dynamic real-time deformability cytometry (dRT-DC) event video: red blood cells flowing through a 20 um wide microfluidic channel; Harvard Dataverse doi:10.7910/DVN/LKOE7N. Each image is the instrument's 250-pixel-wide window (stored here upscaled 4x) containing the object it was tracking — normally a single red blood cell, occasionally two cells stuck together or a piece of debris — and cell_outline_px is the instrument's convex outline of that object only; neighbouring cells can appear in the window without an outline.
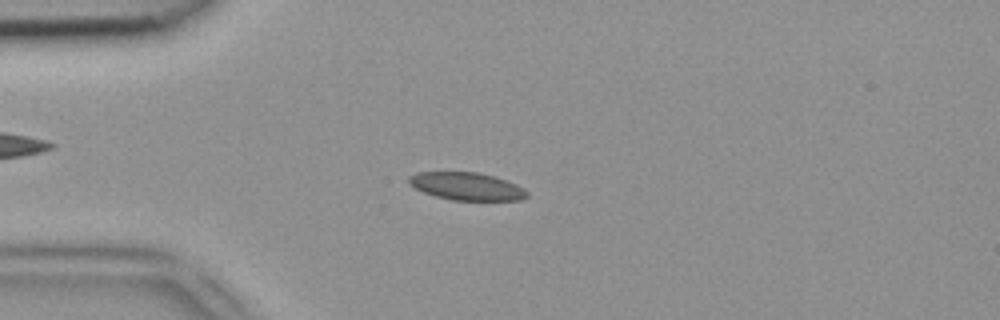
{"species": "common noctule bat (a hibernating species)", "species_latin": "Nyctalus noctula", "temperature_condition": "room temperature", "stored_images_in_passage": 49, "camera_frame_rate_fps": 3000, "um_per_image_px": 0.085, "animal": {"sex": "female", "body_mass_g": 18.4}, "frame": {"image": 1, "passage_image": 12, "time_ms": 3.667, "image_size_px": [1000, 320], "cell_outline_px": [[528, 196], [520, 200], [452, 200], [436, 196], [424, 192], [408, 184], [408, 176], [416, 172], [476, 172], [492, 176], [516, 184], [524, 188], [528, 192]], "centroid_in_image_um": [39.65, 15.83], "position_along_channel_um": 45.4, "area_um2": 18.96}}
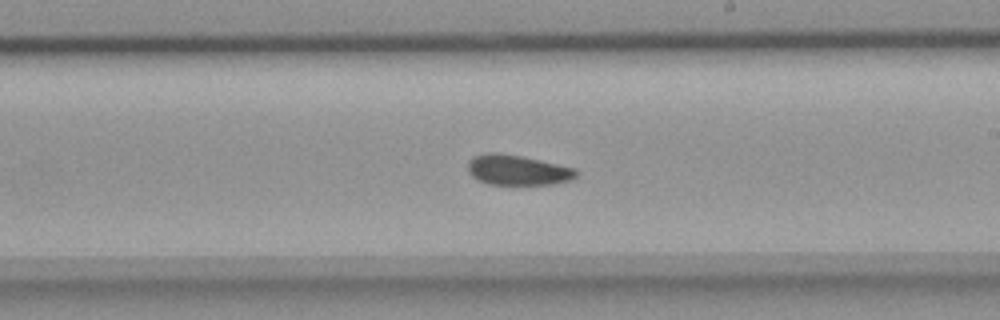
{"frame": {"image": 2, "passage_image": 28, "time_ms": 9.0, "image_size_px": [1000, 320], "cell_outline_px": [[580, 172], [576, 176], [568, 180], [552, 184], [488, 184], [472, 176], [468, 172], [468, 160], [472, 156], [488, 152], [496, 152], [520, 156], [540, 160], [576, 168]], "centroid_in_image_um": [43.97, 14.44], "position_along_channel_um": 245.0, "area_um2": 19.02}}
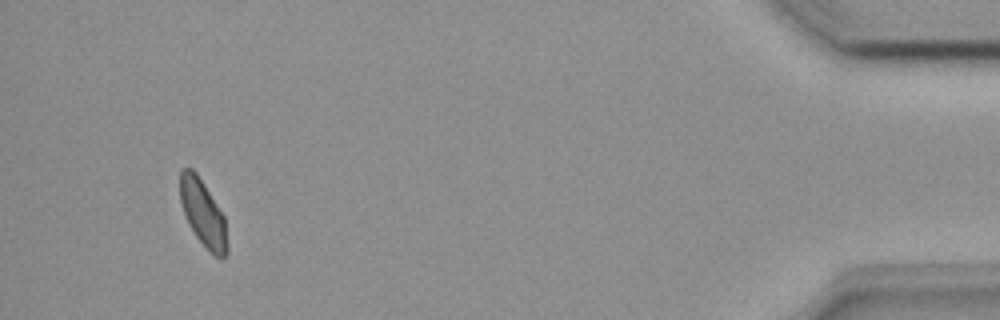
{"frame": {"image": 3, "passage_image": 46, "time_ms": 15.0, "image_size_px": [1000, 320], "cell_outline_px": [[228, 252], [224, 256], [212, 256], [196, 236], [188, 224], [184, 216], [180, 200], [180, 172], [184, 168], [192, 168], [196, 172], [204, 184], [224, 216], [228, 244]], "centroid_in_image_um": [17.25, 18.14], "position_along_channel_um": 418.0, "area_um2": 18.26}}